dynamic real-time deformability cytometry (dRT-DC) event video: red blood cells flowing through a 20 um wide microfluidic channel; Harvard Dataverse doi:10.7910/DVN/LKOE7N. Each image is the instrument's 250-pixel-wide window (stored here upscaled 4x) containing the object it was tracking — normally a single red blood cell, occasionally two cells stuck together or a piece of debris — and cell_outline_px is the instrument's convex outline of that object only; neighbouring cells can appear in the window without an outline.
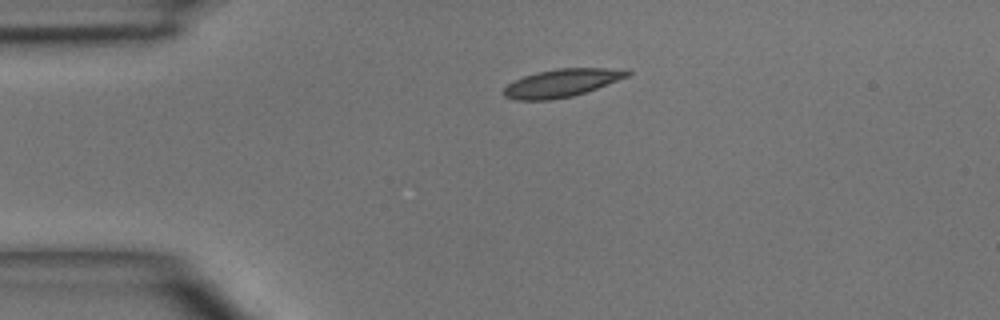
{"species": "common noctule bat (a hibernating species)", "species_latin": "Nyctalus noctula", "temperature_condition": "room temperature", "stored_images_in_passage": 2, "camera_frame_rate_fps": 3000, "um_per_image_px": 0.085, "animal": {"sex": "male", "body_mass_g": 15.6}, "frame": {"image": 1, "passage_image": 1, "time_ms": 0.0, "image_size_px": [1000, 320], "cell_outline_px": [[632, 72], [628, 76], [596, 88], [572, 96], [552, 100], [516, 100], [504, 96], [500, 92], [508, 84], [524, 76], [536, 72], [560, 68], [628, 68]], "centroid_in_image_um": [47.74, 7.05], "position_along_channel_um": 37.3, "area_um2": 20.11}}